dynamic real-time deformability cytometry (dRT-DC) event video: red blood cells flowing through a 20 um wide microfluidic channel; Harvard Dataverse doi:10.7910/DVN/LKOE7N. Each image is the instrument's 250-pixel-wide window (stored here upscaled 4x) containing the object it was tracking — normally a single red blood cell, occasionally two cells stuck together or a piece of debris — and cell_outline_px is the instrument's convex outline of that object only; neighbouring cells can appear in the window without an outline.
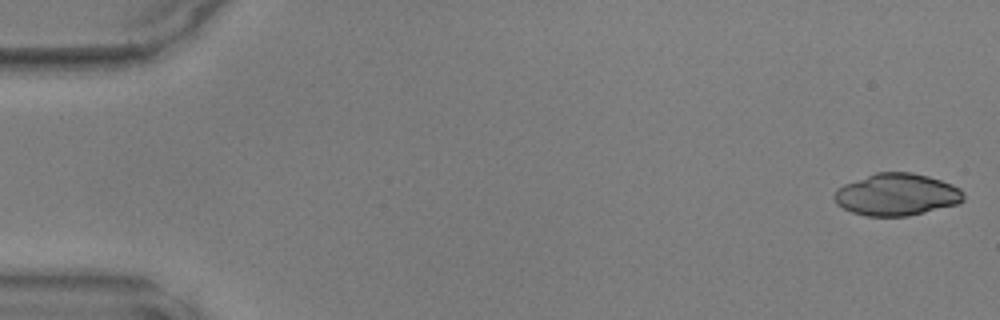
{"species": "common noctule bat (a hibernating species)", "species_latin": "Nyctalus noctula", "temperature_condition": "warm", "stored_images_in_passage": 47, "camera_frame_rate_fps": 3000, "um_per_image_px": 0.085, "animal": {"sex": "male", "body_mass_g": 17.9, "forearm_length_mm": 54.2}, "frame": {"image": 1, "passage_image": 1, "time_ms": 0.0, "image_size_px": [1000, 320], "cell_outline_px": [[964, 200], [956, 204], [908, 216], [868, 216], [852, 212], [836, 204], [832, 196], [836, 188], [844, 184], [876, 172], [912, 172], [928, 176], [952, 184], [960, 188], [964, 192]], "centroid_in_image_um": [76.2, 16.53], "position_along_channel_um": 8.8, "area_um2": 31.73}}